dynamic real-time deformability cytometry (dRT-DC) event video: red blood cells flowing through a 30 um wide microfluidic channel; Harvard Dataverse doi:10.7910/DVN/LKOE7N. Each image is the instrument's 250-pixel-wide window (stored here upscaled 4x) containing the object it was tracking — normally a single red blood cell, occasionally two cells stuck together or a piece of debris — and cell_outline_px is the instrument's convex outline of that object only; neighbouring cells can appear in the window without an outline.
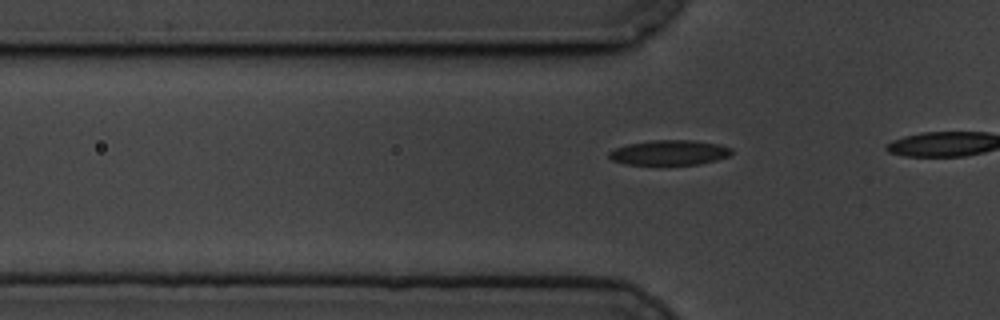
{"species": "common noctule bat (a hibernating species)", "species_latin": "Nyctalus noctula", "temperature_condition": "cold", "stored_images_in_passage": 19, "camera_frame_rate_fps": 3000, "um_per_image_px": 0.085, "animal": {"sex": "male", "body_mass_g": 19.5, "forearm_length_mm": 54.6}, "frame": {"image": 1, "passage_image": 16, "time_ms": 5.0, "image_size_px": [1000, 320], "cell_outline_px": [[732, 152], [728, 156], [716, 160], [700, 164], [624, 164], [612, 160], [608, 156], [608, 152], [616, 148], [628, 144], [652, 140], [692, 140], [720, 144], [732, 148]], "centroid_in_image_um": [56.9, 12.96], "position_along_channel_um": 68.9, "area_um2": 17.74}}